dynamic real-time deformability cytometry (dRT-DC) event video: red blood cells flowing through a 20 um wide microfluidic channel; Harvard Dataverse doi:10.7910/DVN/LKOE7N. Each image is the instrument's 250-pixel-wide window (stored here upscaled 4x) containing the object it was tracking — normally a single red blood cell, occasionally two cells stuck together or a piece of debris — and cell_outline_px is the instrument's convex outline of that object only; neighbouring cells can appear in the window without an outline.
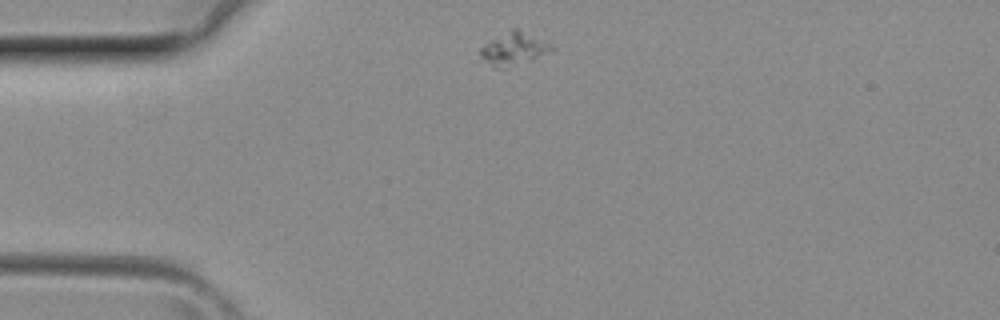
{"species": "common noctule bat (a hibernating species)", "species_latin": "Nyctalus noctula", "temperature_condition": "room temperature", "stored_images_in_passage": 26, "camera_frame_rate_fps": 3000, "um_per_image_px": 0.085, "animal": {"sex": "female", "body_mass_g": 29.2, "forearm_length_mm": 56.3}, "frame": {"image": 1, "passage_image": 1, "time_ms": 0.0, "image_size_px": [1000, 320], "cell_outline_px": [[556, 48], [552, 52], [532, 60], [504, 68], [496, 68], [480, 56], [480, 48], [484, 44], [512, 28], [516, 28], [552, 44]], "centroid_in_image_um": [43.72, 4.15], "position_along_channel_um": 41.3, "area_um2": 13.47}}
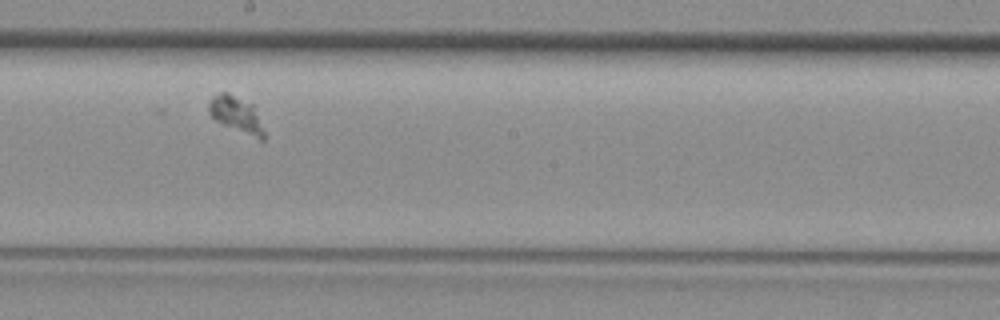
{"frame": {"image": 2, "passage_image": 14, "time_ms": 4.333, "image_size_px": [1000, 320], "cell_outline_px": [[264, 140], [260, 140], [224, 124], [216, 120], [208, 112], [208, 104], [212, 96], [220, 92], [228, 92], [252, 104], [264, 132]], "centroid_in_image_um": [20.05, 9.7], "position_along_channel_um": 228.2, "area_um2": 11.27}}
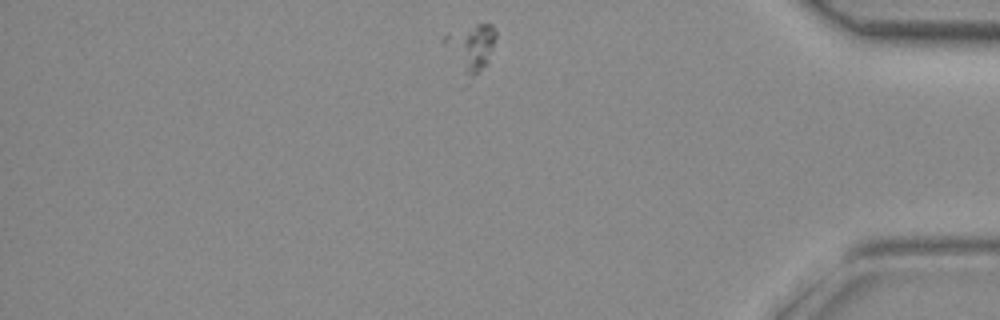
{"frame": {"image": 3, "passage_image": 26, "time_ms": 8.333, "image_size_px": [1000, 320], "cell_outline_px": [[496, 36], [488, 64], [468, 84], [440, 40], [448, 32], [476, 24], [492, 24], [496, 32]], "centroid_in_image_um": [40.0, 4.11], "position_along_channel_um": 395.2, "area_um2": 14.8}}